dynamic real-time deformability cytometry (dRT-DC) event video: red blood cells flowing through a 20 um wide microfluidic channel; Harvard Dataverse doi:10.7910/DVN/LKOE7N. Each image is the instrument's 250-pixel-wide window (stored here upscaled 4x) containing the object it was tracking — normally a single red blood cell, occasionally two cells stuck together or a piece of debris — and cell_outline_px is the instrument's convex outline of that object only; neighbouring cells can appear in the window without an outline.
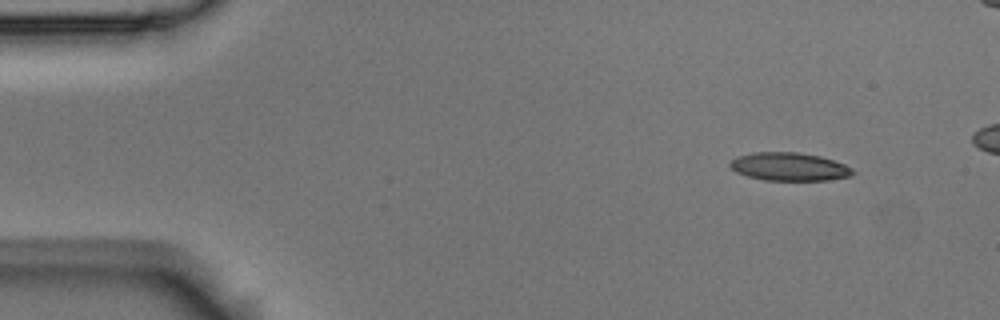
{"species": "Egyptian fruit bat (a non-hibernating species)", "species_latin": "Rousettus aegyptiacus", "temperature_condition": "room temperature", "stored_images_in_passage": 47, "camera_frame_rate_fps": 3000, "um_per_image_px": 0.085, "animal": {"sex": "male"}, "frame": {"image": 1, "passage_image": 1, "time_ms": 0.0, "image_size_px": [1000, 320], "cell_outline_px": [[856, 172], [852, 176], [828, 180], [764, 180], [748, 176], [736, 172], [728, 164], [736, 156], [752, 152], [796, 152], [820, 156], [844, 164], [852, 168]], "centroid_in_image_um": [67.09, 14.17], "position_along_channel_um": 17.9, "area_um2": 20.17}}
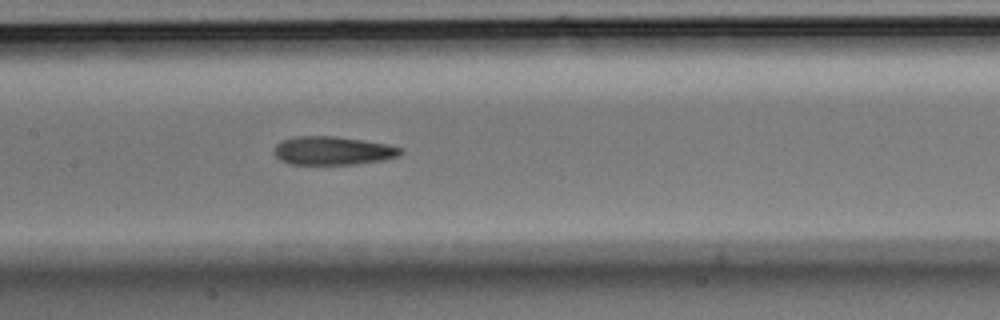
{"frame": {"image": 2, "passage_image": 22, "time_ms": 7.0, "image_size_px": [1000, 320], "cell_outline_px": [[404, 152], [400, 156], [384, 160], [356, 164], [288, 164], [280, 160], [272, 152], [276, 144], [280, 140], [296, 136], [336, 136], [388, 144], [400, 148]], "centroid_in_image_um": [28.27, 12.81], "position_along_channel_um": 179.1, "area_um2": 21.21}}
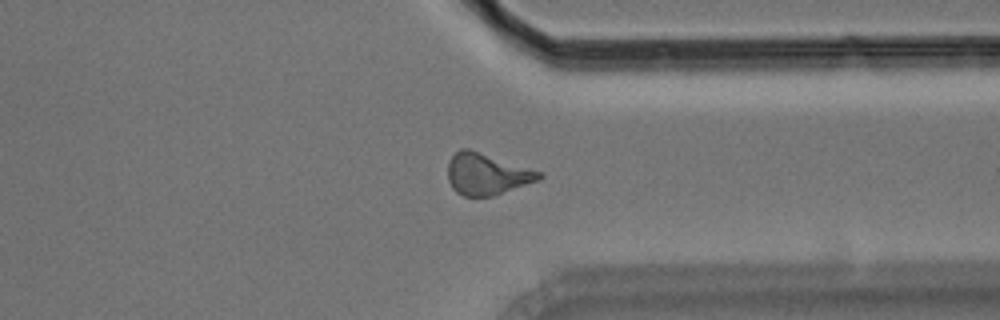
{"frame": {"image": 3, "passage_image": 38, "time_ms": 12.333, "image_size_px": [1000, 320], "cell_outline_px": [[544, 176], [540, 180], [492, 196], [464, 196], [456, 192], [452, 188], [448, 180], [448, 160], [460, 148], [468, 148], [544, 172]], "centroid_in_image_um": [41.39, 14.79], "position_along_channel_um": 370.0, "area_um2": 22.25}}